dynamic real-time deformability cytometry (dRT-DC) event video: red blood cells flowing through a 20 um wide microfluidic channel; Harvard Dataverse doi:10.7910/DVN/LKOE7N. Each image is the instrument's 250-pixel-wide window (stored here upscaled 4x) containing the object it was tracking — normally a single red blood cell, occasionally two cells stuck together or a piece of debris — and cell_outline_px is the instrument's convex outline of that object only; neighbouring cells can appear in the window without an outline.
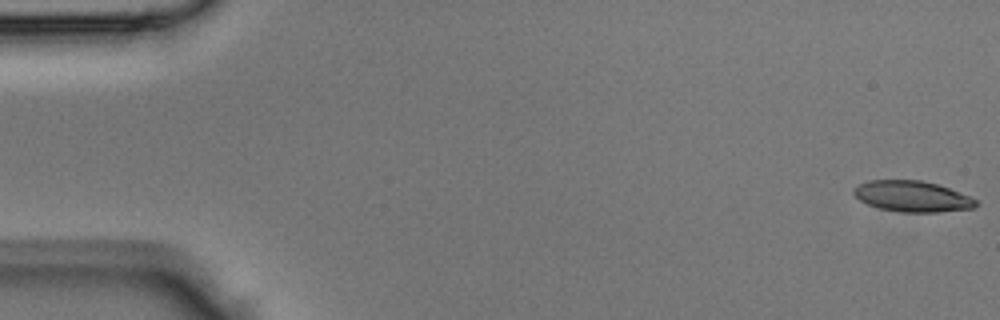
{"species": "Egyptian fruit bat (a non-hibernating species)", "species_latin": "Rousettus aegyptiacus", "temperature_condition": "room temperature", "stored_images_in_passage": 14, "camera_frame_rate_fps": 3000, "um_per_image_px": 0.085, "animal": {"sex": "male"}, "frame": {"image": 1, "passage_image": 1, "time_ms": 0.0, "image_size_px": [1000, 320], "cell_outline_px": [[980, 204], [976, 208], [936, 212], [900, 212], [880, 208], [868, 204], [860, 200], [852, 192], [860, 184], [868, 180], [920, 180], [936, 184], [948, 188], [980, 200]], "centroid_in_image_um": [77.6, 16.7], "position_along_channel_um": 7.4, "area_um2": 21.96}}
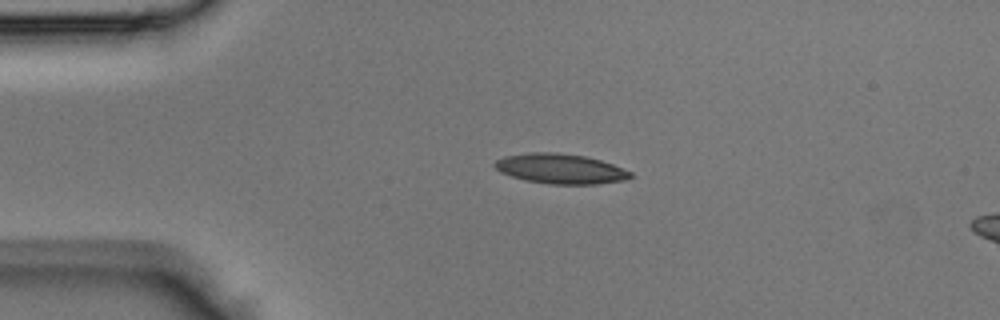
{"frame": {"image": 2, "passage_image": 10, "time_ms": 3.0, "image_size_px": [1000, 320], "cell_outline_px": [[632, 176], [628, 180], [596, 184], [548, 184], [528, 180], [512, 176], [500, 172], [492, 164], [496, 160], [504, 156], [532, 152], [556, 152], [584, 156], [600, 160], [612, 164], [632, 172]], "centroid_in_image_um": [47.65, 14.34], "position_along_channel_um": 37.4, "area_um2": 23.64}}